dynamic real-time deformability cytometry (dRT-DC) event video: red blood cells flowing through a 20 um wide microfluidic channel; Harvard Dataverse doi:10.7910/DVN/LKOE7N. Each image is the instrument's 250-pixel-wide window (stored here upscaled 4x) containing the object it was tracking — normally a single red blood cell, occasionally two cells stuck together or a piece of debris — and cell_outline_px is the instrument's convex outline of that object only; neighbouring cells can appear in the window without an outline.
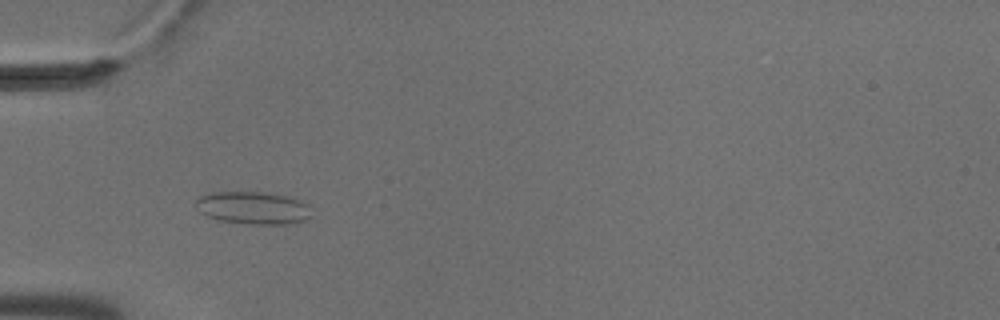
{"species": "common noctule bat (a hibernating species)", "species_latin": "Nyctalus noctula", "temperature_condition": "cold", "stored_images_in_passage": 51, "camera_frame_rate_fps": 3000, "um_per_image_px": 0.085, "animal": {"sex": "male", "body_mass_g": 18.8}, "frame": {"image": 1, "passage_image": 14, "time_ms": 4.333, "image_size_px": [1000, 320], "cell_outline_px": [[312, 216], [308, 220], [292, 224], [248, 224], [216, 220], [200, 212], [196, 200], [200, 196], [212, 192], [264, 192], [288, 196], [300, 200], [308, 204]], "centroid_in_image_um": [21.57, 17.68], "position_along_channel_um": 63.4, "area_um2": 22.2}}
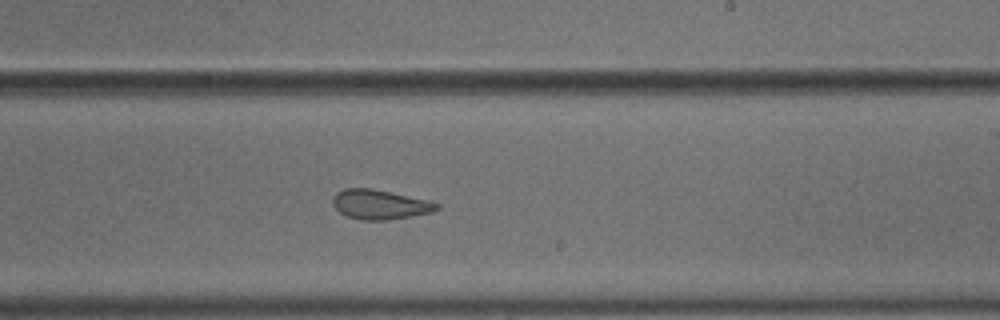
{"frame": {"image": 2, "passage_image": 30, "time_ms": 9.667, "image_size_px": [1000, 320], "cell_outline_px": [[440, 208], [432, 212], [388, 220], [360, 220], [348, 216], [340, 212], [332, 204], [332, 200], [336, 192], [344, 188], [372, 188], [428, 200], [440, 204]], "centroid_in_image_um": [32.28, 17.37], "position_along_channel_um": 256.7, "area_um2": 17.92}}
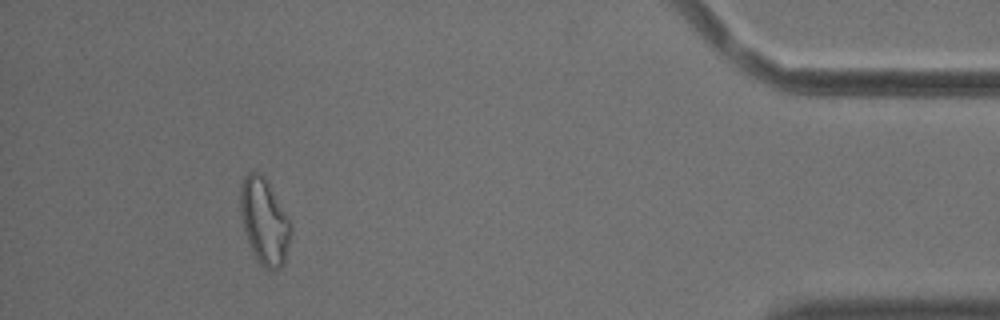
{"frame": {"image": 3, "passage_image": 47, "time_ms": 15.333, "image_size_px": [1000, 320], "cell_outline_px": [[292, 232], [284, 264], [280, 268], [264, 268], [256, 260], [252, 252], [240, 216], [240, 188], [244, 176], [248, 172], [256, 172], [264, 176], [268, 180], [288, 216], [292, 228]], "centroid_in_image_um": [22.48, 18.8], "position_along_channel_um": 412.7, "area_um2": 25.49}, "authors_computed_cell_mechanics": {"area_um2": 21.0392, "velocity_mm_per_s": 3.668, "shape_relaxation_time_tau1_ms": null, "shape_relaxation_time_tau2_ms": 1.5687, "deformation_change_tau1": null, "deformation_change_tau2": 0.0937}}